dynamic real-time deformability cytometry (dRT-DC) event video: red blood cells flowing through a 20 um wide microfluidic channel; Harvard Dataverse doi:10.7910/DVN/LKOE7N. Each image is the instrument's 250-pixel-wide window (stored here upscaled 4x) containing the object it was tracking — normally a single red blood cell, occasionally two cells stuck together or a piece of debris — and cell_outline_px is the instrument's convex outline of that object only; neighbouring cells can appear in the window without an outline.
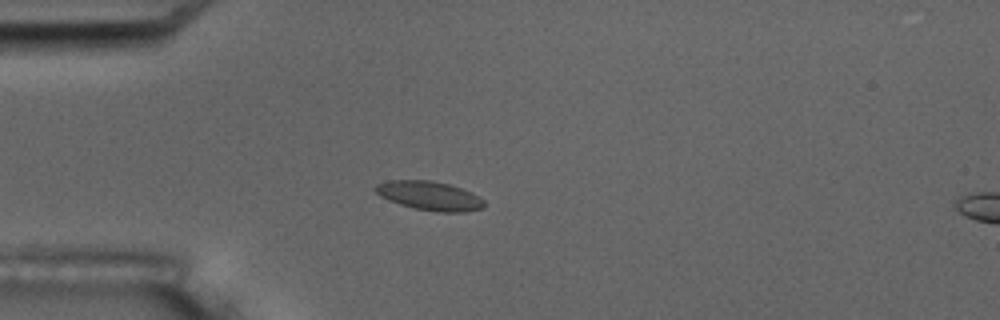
{"species": "common noctule bat (a hibernating species)", "species_latin": "Nyctalus noctula", "temperature_condition": "room temperature", "stored_images_in_passage": 6, "camera_frame_rate_fps": 3000, "um_per_image_px": 0.085, "animal": {"sex": "male", "body_mass_g": 17.5, "forearm_length_mm": 52.3}, "frame": {"image": 1, "passage_image": 5, "time_ms": 4.667, "image_size_px": [1000, 320], "cell_outline_px": [[484, 208], [464, 212], [436, 212], [412, 208], [388, 200], [380, 196], [372, 188], [376, 184], [392, 180], [432, 180], [448, 184], [472, 192], [484, 200]], "centroid_in_image_um": [36.5, 16.64], "position_along_channel_um": 48.5, "area_um2": 18.5}}